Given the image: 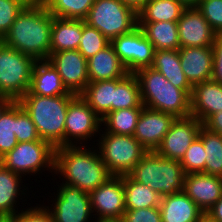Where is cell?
<instances>
[{"label":"cell","mask_w":222,"mask_h":222,"mask_svg":"<svg viewBox=\"0 0 222 222\" xmlns=\"http://www.w3.org/2000/svg\"><path fill=\"white\" fill-rule=\"evenodd\" d=\"M24 1L27 2L28 4H34L40 2V0H24Z\"/></svg>","instance_id":"51"},{"label":"cell","mask_w":222,"mask_h":222,"mask_svg":"<svg viewBox=\"0 0 222 222\" xmlns=\"http://www.w3.org/2000/svg\"><path fill=\"white\" fill-rule=\"evenodd\" d=\"M21 211V212H20ZM9 222H54L51 213L46 208L45 204H38L34 207L19 210L14 216L8 219Z\"/></svg>","instance_id":"41"},{"label":"cell","mask_w":222,"mask_h":222,"mask_svg":"<svg viewBox=\"0 0 222 222\" xmlns=\"http://www.w3.org/2000/svg\"><path fill=\"white\" fill-rule=\"evenodd\" d=\"M213 220L222 222V197L206 212Z\"/></svg>","instance_id":"45"},{"label":"cell","mask_w":222,"mask_h":222,"mask_svg":"<svg viewBox=\"0 0 222 222\" xmlns=\"http://www.w3.org/2000/svg\"><path fill=\"white\" fill-rule=\"evenodd\" d=\"M52 23L53 16L43 2L27 4L1 41L36 61L48 60Z\"/></svg>","instance_id":"1"},{"label":"cell","mask_w":222,"mask_h":222,"mask_svg":"<svg viewBox=\"0 0 222 222\" xmlns=\"http://www.w3.org/2000/svg\"><path fill=\"white\" fill-rule=\"evenodd\" d=\"M151 67L163 74L175 87L184 90L191 97L193 86L181 69L179 49L155 50Z\"/></svg>","instance_id":"26"},{"label":"cell","mask_w":222,"mask_h":222,"mask_svg":"<svg viewBox=\"0 0 222 222\" xmlns=\"http://www.w3.org/2000/svg\"><path fill=\"white\" fill-rule=\"evenodd\" d=\"M205 159L203 142L197 137L187 148L183 158L179 162L185 174L203 173L205 170Z\"/></svg>","instance_id":"38"},{"label":"cell","mask_w":222,"mask_h":222,"mask_svg":"<svg viewBox=\"0 0 222 222\" xmlns=\"http://www.w3.org/2000/svg\"><path fill=\"white\" fill-rule=\"evenodd\" d=\"M191 115L202 124L214 113L222 110V84L214 80L193 86L191 94Z\"/></svg>","instance_id":"20"},{"label":"cell","mask_w":222,"mask_h":222,"mask_svg":"<svg viewBox=\"0 0 222 222\" xmlns=\"http://www.w3.org/2000/svg\"><path fill=\"white\" fill-rule=\"evenodd\" d=\"M29 92L40 96L75 95L67 91L59 73L48 60L35 62Z\"/></svg>","instance_id":"24"},{"label":"cell","mask_w":222,"mask_h":222,"mask_svg":"<svg viewBox=\"0 0 222 222\" xmlns=\"http://www.w3.org/2000/svg\"><path fill=\"white\" fill-rule=\"evenodd\" d=\"M95 0H43L54 17L84 20Z\"/></svg>","instance_id":"34"},{"label":"cell","mask_w":222,"mask_h":222,"mask_svg":"<svg viewBox=\"0 0 222 222\" xmlns=\"http://www.w3.org/2000/svg\"><path fill=\"white\" fill-rule=\"evenodd\" d=\"M110 44L129 73L153 64L155 48L139 26L112 39Z\"/></svg>","instance_id":"12"},{"label":"cell","mask_w":222,"mask_h":222,"mask_svg":"<svg viewBox=\"0 0 222 222\" xmlns=\"http://www.w3.org/2000/svg\"><path fill=\"white\" fill-rule=\"evenodd\" d=\"M177 26L180 48L213 46L217 34L197 7H186Z\"/></svg>","instance_id":"16"},{"label":"cell","mask_w":222,"mask_h":222,"mask_svg":"<svg viewBox=\"0 0 222 222\" xmlns=\"http://www.w3.org/2000/svg\"><path fill=\"white\" fill-rule=\"evenodd\" d=\"M87 67L90 82L123 78L129 73L111 44L89 58Z\"/></svg>","instance_id":"22"},{"label":"cell","mask_w":222,"mask_h":222,"mask_svg":"<svg viewBox=\"0 0 222 222\" xmlns=\"http://www.w3.org/2000/svg\"><path fill=\"white\" fill-rule=\"evenodd\" d=\"M14 133L18 142H30L41 139L30 115L25 111L18 101H15Z\"/></svg>","instance_id":"37"},{"label":"cell","mask_w":222,"mask_h":222,"mask_svg":"<svg viewBox=\"0 0 222 222\" xmlns=\"http://www.w3.org/2000/svg\"><path fill=\"white\" fill-rule=\"evenodd\" d=\"M0 163L6 169L22 175L23 178L27 174L29 177L42 174L46 168L47 171L54 173L55 148L49 142L41 139L18 142L9 153L0 159Z\"/></svg>","instance_id":"9"},{"label":"cell","mask_w":222,"mask_h":222,"mask_svg":"<svg viewBox=\"0 0 222 222\" xmlns=\"http://www.w3.org/2000/svg\"><path fill=\"white\" fill-rule=\"evenodd\" d=\"M197 8L216 34L222 33V0H200Z\"/></svg>","instance_id":"40"},{"label":"cell","mask_w":222,"mask_h":222,"mask_svg":"<svg viewBox=\"0 0 222 222\" xmlns=\"http://www.w3.org/2000/svg\"><path fill=\"white\" fill-rule=\"evenodd\" d=\"M27 4L24 0H0V41Z\"/></svg>","instance_id":"39"},{"label":"cell","mask_w":222,"mask_h":222,"mask_svg":"<svg viewBox=\"0 0 222 222\" xmlns=\"http://www.w3.org/2000/svg\"><path fill=\"white\" fill-rule=\"evenodd\" d=\"M175 118L172 114L144 107L133 136L148 152L156 151Z\"/></svg>","instance_id":"17"},{"label":"cell","mask_w":222,"mask_h":222,"mask_svg":"<svg viewBox=\"0 0 222 222\" xmlns=\"http://www.w3.org/2000/svg\"><path fill=\"white\" fill-rule=\"evenodd\" d=\"M134 74L139 82L144 107L175 117L191 115L190 96L184 90L175 87L163 74L152 67L141 68Z\"/></svg>","instance_id":"4"},{"label":"cell","mask_w":222,"mask_h":222,"mask_svg":"<svg viewBox=\"0 0 222 222\" xmlns=\"http://www.w3.org/2000/svg\"><path fill=\"white\" fill-rule=\"evenodd\" d=\"M199 222H218L213 220L209 215H207L206 213H204L201 217Z\"/></svg>","instance_id":"49"},{"label":"cell","mask_w":222,"mask_h":222,"mask_svg":"<svg viewBox=\"0 0 222 222\" xmlns=\"http://www.w3.org/2000/svg\"><path fill=\"white\" fill-rule=\"evenodd\" d=\"M115 87L116 79L89 82L80 96L102 119L107 113L112 112Z\"/></svg>","instance_id":"28"},{"label":"cell","mask_w":222,"mask_h":222,"mask_svg":"<svg viewBox=\"0 0 222 222\" xmlns=\"http://www.w3.org/2000/svg\"><path fill=\"white\" fill-rule=\"evenodd\" d=\"M121 222H162L159 207L126 209Z\"/></svg>","instance_id":"42"},{"label":"cell","mask_w":222,"mask_h":222,"mask_svg":"<svg viewBox=\"0 0 222 222\" xmlns=\"http://www.w3.org/2000/svg\"><path fill=\"white\" fill-rule=\"evenodd\" d=\"M36 60L0 41V95L18 101L31 85Z\"/></svg>","instance_id":"8"},{"label":"cell","mask_w":222,"mask_h":222,"mask_svg":"<svg viewBox=\"0 0 222 222\" xmlns=\"http://www.w3.org/2000/svg\"><path fill=\"white\" fill-rule=\"evenodd\" d=\"M84 21L111 41L138 26V13L120 0H95Z\"/></svg>","instance_id":"7"},{"label":"cell","mask_w":222,"mask_h":222,"mask_svg":"<svg viewBox=\"0 0 222 222\" xmlns=\"http://www.w3.org/2000/svg\"><path fill=\"white\" fill-rule=\"evenodd\" d=\"M89 195L95 219H122L126 206L121 176L112 175L102 185L91 191Z\"/></svg>","instance_id":"13"},{"label":"cell","mask_w":222,"mask_h":222,"mask_svg":"<svg viewBox=\"0 0 222 222\" xmlns=\"http://www.w3.org/2000/svg\"><path fill=\"white\" fill-rule=\"evenodd\" d=\"M129 175L163 197L183 191L186 174L178 160L164 158L155 151H149Z\"/></svg>","instance_id":"5"},{"label":"cell","mask_w":222,"mask_h":222,"mask_svg":"<svg viewBox=\"0 0 222 222\" xmlns=\"http://www.w3.org/2000/svg\"><path fill=\"white\" fill-rule=\"evenodd\" d=\"M138 26L155 50L180 48L177 22H138Z\"/></svg>","instance_id":"27"},{"label":"cell","mask_w":222,"mask_h":222,"mask_svg":"<svg viewBox=\"0 0 222 222\" xmlns=\"http://www.w3.org/2000/svg\"><path fill=\"white\" fill-rule=\"evenodd\" d=\"M13 102L12 99L0 95V116L3 113V111Z\"/></svg>","instance_id":"47"},{"label":"cell","mask_w":222,"mask_h":222,"mask_svg":"<svg viewBox=\"0 0 222 222\" xmlns=\"http://www.w3.org/2000/svg\"><path fill=\"white\" fill-rule=\"evenodd\" d=\"M15 131V101L0 116V159L17 144Z\"/></svg>","instance_id":"35"},{"label":"cell","mask_w":222,"mask_h":222,"mask_svg":"<svg viewBox=\"0 0 222 222\" xmlns=\"http://www.w3.org/2000/svg\"><path fill=\"white\" fill-rule=\"evenodd\" d=\"M185 7H197L200 3V0H178Z\"/></svg>","instance_id":"48"},{"label":"cell","mask_w":222,"mask_h":222,"mask_svg":"<svg viewBox=\"0 0 222 222\" xmlns=\"http://www.w3.org/2000/svg\"><path fill=\"white\" fill-rule=\"evenodd\" d=\"M48 61L59 73L68 92L81 95L89 81L87 59L78 50L50 53Z\"/></svg>","instance_id":"14"},{"label":"cell","mask_w":222,"mask_h":222,"mask_svg":"<svg viewBox=\"0 0 222 222\" xmlns=\"http://www.w3.org/2000/svg\"><path fill=\"white\" fill-rule=\"evenodd\" d=\"M57 186L52 205H46L54 222H92L95 217L89 193L64 183Z\"/></svg>","instance_id":"11"},{"label":"cell","mask_w":222,"mask_h":222,"mask_svg":"<svg viewBox=\"0 0 222 222\" xmlns=\"http://www.w3.org/2000/svg\"><path fill=\"white\" fill-rule=\"evenodd\" d=\"M101 120L88 103L77 95L69 103L66 113L64 146L87 145L85 141L92 140L100 133Z\"/></svg>","instance_id":"10"},{"label":"cell","mask_w":222,"mask_h":222,"mask_svg":"<svg viewBox=\"0 0 222 222\" xmlns=\"http://www.w3.org/2000/svg\"><path fill=\"white\" fill-rule=\"evenodd\" d=\"M185 8L178 0H149L138 12V22H177Z\"/></svg>","instance_id":"30"},{"label":"cell","mask_w":222,"mask_h":222,"mask_svg":"<svg viewBox=\"0 0 222 222\" xmlns=\"http://www.w3.org/2000/svg\"><path fill=\"white\" fill-rule=\"evenodd\" d=\"M212 80L222 84V33L216 35L213 43Z\"/></svg>","instance_id":"43"},{"label":"cell","mask_w":222,"mask_h":222,"mask_svg":"<svg viewBox=\"0 0 222 222\" xmlns=\"http://www.w3.org/2000/svg\"><path fill=\"white\" fill-rule=\"evenodd\" d=\"M203 126L208 130L218 133L222 136V110L212 114Z\"/></svg>","instance_id":"44"},{"label":"cell","mask_w":222,"mask_h":222,"mask_svg":"<svg viewBox=\"0 0 222 222\" xmlns=\"http://www.w3.org/2000/svg\"><path fill=\"white\" fill-rule=\"evenodd\" d=\"M144 107L125 108L107 113L101 120L104 131L117 135L133 136Z\"/></svg>","instance_id":"31"},{"label":"cell","mask_w":222,"mask_h":222,"mask_svg":"<svg viewBox=\"0 0 222 222\" xmlns=\"http://www.w3.org/2000/svg\"><path fill=\"white\" fill-rule=\"evenodd\" d=\"M135 107L144 105L141 102L138 79L134 73H128L125 77L116 79L112 111Z\"/></svg>","instance_id":"32"},{"label":"cell","mask_w":222,"mask_h":222,"mask_svg":"<svg viewBox=\"0 0 222 222\" xmlns=\"http://www.w3.org/2000/svg\"><path fill=\"white\" fill-rule=\"evenodd\" d=\"M126 209L159 207L161 196L148 185L135 181L129 174L121 175Z\"/></svg>","instance_id":"29"},{"label":"cell","mask_w":222,"mask_h":222,"mask_svg":"<svg viewBox=\"0 0 222 222\" xmlns=\"http://www.w3.org/2000/svg\"><path fill=\"white\" fill-rule=\"evenodd\" d=\"M125 5L133 8L137 13L144 7L147 0H120Z\"/></svg>","instance_id":"46"},{"label":"cell","mask_w":222,"mask_h":222,"mask_svg":"<svg viewBox=\"0 0 222 222\" xmlns=\"http://www.w3.org/2000/svg\"><path fill=\"white\" fill-rule=\"evenodd\" d=\"M181 69L194 86L212 79L213 46L179 48Z\"/></svg>","instance_id":"19"},{"label":"cell","mask_w":222,"mask_h":222,"mask_svg":"<svg viewBox=\"0 0 222 222\" xmlns=\"http://www.w3.org/2000/svg\"><path fill=\"white\" fill-rule=\"evenodd\" d=\"M162 222H199L204 212L183 191L161 197Z\"/></svg>","instance_id":"23"},{"label":"cell","mask_w":222,"mask_h":222,"mask_svg":"<svg viewBox=\"0 0 222 222\" xmlns=\"http://www.w3.org/2000/svg\"><path fill=\"white\" fill-rule=\"evenodd\" d=\"M93 222H121L120 220L95 219Z\"/></svg>","instance_id":"50"},{"label":"cell","mask_w":222,"mask_h":222,"mask_svg":"<svg viewBox=\"0 0 222 222\" xmlns=\"http://www.w3.org/2000/svg\"><path fill=\"white\" fill-rule=\"evenodd\" d=\"M87 147V148H86ZM62 183L90 193L112 175L102 161L98 149L87 145L55 148L54 175Z\"/></svg>","instance_id":"2"},{"label":"cell","mask_w":222,"mask_h":222,"mask_svg":"<svg viewBox=\"0 0 222 222\" xmlns=\"http://www.w3.org/2000/svg\"><path fill=\"white\" fill-rule=\"evenodd\" d=\"M110 44L108 40L100 31L83 23L82 36L78 51L88 60L94 56L98 51L103 50Z\"/></svg>","instance_id":"36"},{"label":"cell","mask_w":222,"mask_h":222,"mask_svg":"<svg viewBox=\"0 0 222 222\" xmlns=\"http://www.w3.org/2000/svg\"><path fill=\"white\" fill-rule=\"evenodd\" d=\"M202 125L192 115L176 117L155 152L164 158L180 161L187 148L198 137Z\"/></svg>","instance_id":"15"},{"label":"cell","mask_w":222,"mask_h":222,"mask_svg":"<svg viewBox=\"0 0 222 222\" xmlns=\"http://www.w3.org/2000/svg\"><path fill=\"white\" fill-rule=\"evenodd\" d=\"M183 192L206 213L222 197V178L204 173L186 174Z\"/></svg>","instance_id":"18"},{"label":"cell","mask_w":222,"mask_h":222,"mask_svg":"<svg viewBox=\"0 0 222 222\" xmlns=\"http://www.w3.org/2000/svg\"><path fill=\"white\" fill-rule=\"evenodd\" d=\"M84 22L81 19H65L53 16L50 53L78 50Z\"/></svg>","instance_id":"25"},{"label":"cell","mask_w":222,"mask_h":222,"mask_svg":"<svg viewBox=\"0 0 222 222\" xmlns=\"http://www.w3.org/2000/svg\"><path fill=\"white\" fill-rule=\"evenodd\" d=\"M0 222H9V220H0Z\"/></svg>","instance_id":"52"},{"label":"cell","mask_w":222,"mask_h":222,"mask_svg":"<svg viewBox=\"0 0 222 222\" xmlns=\"http://www.w3.org/2000/svg\"><path fill=\"white\" fill-rule=\"evenodd\" d=\"M22 177V175L6 169L0 163V220H8L18 213L19 199L22 200L23 196L27 197L26 193L29 191L28 187L23 184Z\"/></svg>","instance_id":"21"},{"label":"cell","mask_w":222,"mask_h":222,"mask_svg":"<svg viewBox=\"0 0 222 222\" xmlns=\"http://www.w3.org/2000/svg\"><path fill=\"white\" fill-rule=\"evenodd\" d=\"M76 96H40L27 91L18 102L30 115L41 140L58 148L64 146L66 113Z\"/></svg>","instance_id":"3"},{"label":"cell","mask_w":222,"mask_h":222,"mask_svg":"<svg viewBox=\"0 0 222 222\" xmlns=\"http://www.w3.org/2000/svg\"><path fill=\"white\" fill-rule=\"evenodd\" d=\"M101 131L99 139L96 140L98 142L96 146L111 175L129 174L148 152L134 136L108 133L104 131L103 127Z\"/></svg>","instance_id":"6"},{"label":"cell","mask_w":222,"mask_h":222,"mask_svg":"<svg viewBox=\"0 0 222 222\" xmlns=\"http://www.w3.org/2000/svg\"><path fill=\"white\" fill-rule=\"evenodd\" d=\"M198 138L203 142L205 149L206 159L203 173L222 178V136L202 125Z\"/></svg>","instance_id":"33"}]
</instances>
